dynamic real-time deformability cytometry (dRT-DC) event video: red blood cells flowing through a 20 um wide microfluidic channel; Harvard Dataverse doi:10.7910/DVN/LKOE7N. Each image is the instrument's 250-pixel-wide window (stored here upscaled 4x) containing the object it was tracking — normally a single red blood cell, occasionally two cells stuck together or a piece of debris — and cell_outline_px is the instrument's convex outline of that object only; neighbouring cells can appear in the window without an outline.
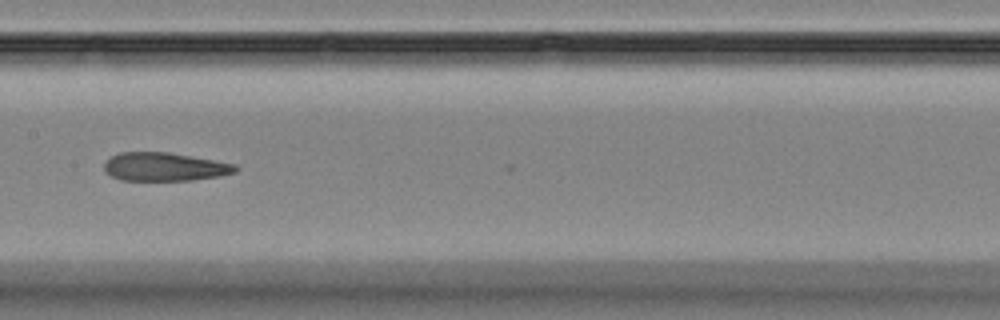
{"species": "Egyptian fruit bat (a non-hibernating species)", "species_latin": "Rousettus aegyptiacus", "temperature_condition": "room temperature", "stored_images_in_passage": 12, "camera_frame_rate_fps": 3000, "um_per_image_px": 0.085, "animal": {"sex": "female"}, "frame": {"image": 1, "passage_image": 5, "time_ms": 4.667, "image_size_px": [1000, 320], "cell_outline_px": [[240, 168], [236, 172], [220, 176], [192, 180], [120, 180], [104, 172], [104, 164], [112, 156], [120, 152], [168, 152], [236, 164]], "centroid_in_image_um": [14.0, 14.18], "position_along_channel_um": 193.4, "area_um2": 21.73}}
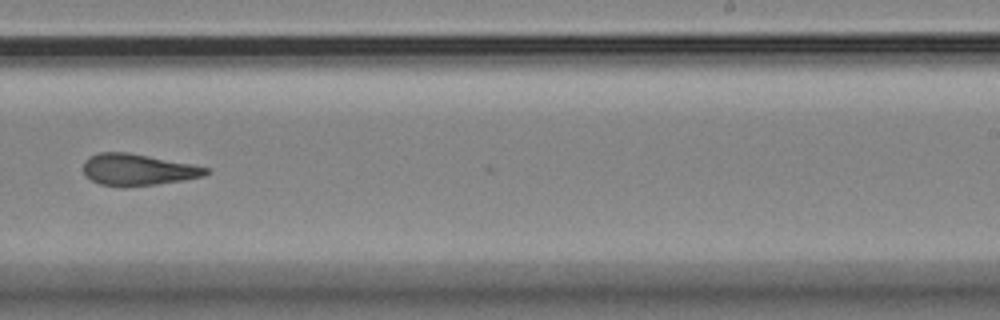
{"frame": {"image": 2, "passage_image": 7, "time_ms": 7.0, "image_size_px": [1000, 320], "cell_outline_px": [[212, 172], [204, 176], [184, 180], [156, 184], [124, 188], [100, 184], [84, 176], [84, 160], [88, 156], [100, 152], [128, 152], [192, 164], [208, 168]], "centroid_in_image_um": [11.7, 14.43], "position_along_channel_um": 277.3, "area_um2": 22.83}}
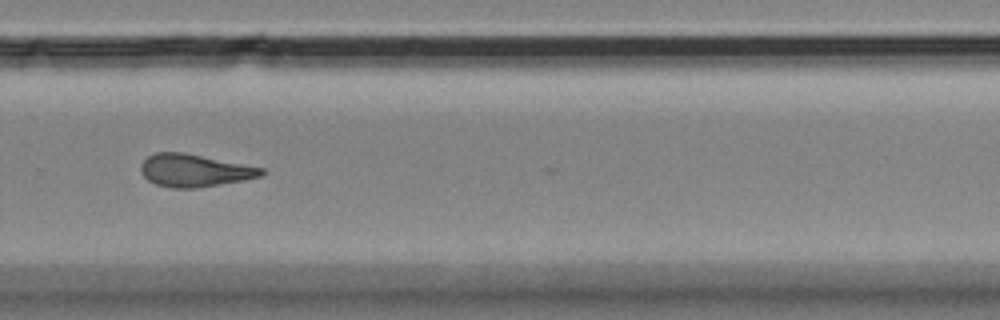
{"frame": {"image": 3, "passage_image": 8, "time_ms": 8.0, "image_size_px": [1000, 320], "cell_outline_px": [[268, 172], [260, 176], [244, 180], [196, 188], [172, 188], [156, 184], [148, 180], [140, 172], [140, 164], [148, 156], [156, 152], [184, 152], [264, 168]], "centroid_in_image_um": [16.52, 14.48], "position_along_channel_um": 313.3, "area_um2": 22.95}, "authors_computed_cell_mechanics": {"area_um2": 22.6287, "velocity_mm_per_s": 3.6215, "shape_relaxation_time_tau1_ms": null, "shape_relaxation_time_tau2_ms": 3.3335, "deformation_change_tau1": null, "deformation_change_tau2": 0.1174}}